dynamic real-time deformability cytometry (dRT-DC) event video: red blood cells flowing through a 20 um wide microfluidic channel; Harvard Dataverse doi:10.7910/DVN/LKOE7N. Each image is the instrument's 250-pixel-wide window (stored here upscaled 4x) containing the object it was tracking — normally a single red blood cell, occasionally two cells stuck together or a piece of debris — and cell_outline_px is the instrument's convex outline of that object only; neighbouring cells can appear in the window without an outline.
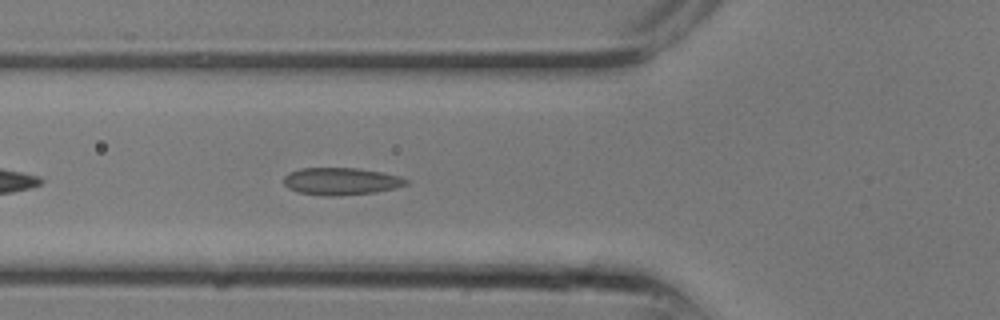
{"species": "common noctule bat (a hibernating species)", "species_latin": "Nyctalus noctula", "temperature_condition": "room temperature", "stored_images_in_passage": 9, "camera_frame_rate_fps": 3000, "um_per_image_px": 0.085, "animal": {"sex": "male", "body_mass_g": 13.3}, "frame": {"image": 1, "passage_image": 9, "time_ms": 2.667, "image_size_px": [1000, 320], "cell_outline_px": [[408, 184], [396, 188], [376, 192], [336, 196], [320, 196], [300, 192], [288, 188], [284, 184], [284, 176], [288, 172], [300, 168], [360, 168], [384, 172], [400, 176], [408, 180]], "centroid_in_image_um": [29.0, 15.4], "position_along_channel_um": 96.8, "area_um2": 19.71}}